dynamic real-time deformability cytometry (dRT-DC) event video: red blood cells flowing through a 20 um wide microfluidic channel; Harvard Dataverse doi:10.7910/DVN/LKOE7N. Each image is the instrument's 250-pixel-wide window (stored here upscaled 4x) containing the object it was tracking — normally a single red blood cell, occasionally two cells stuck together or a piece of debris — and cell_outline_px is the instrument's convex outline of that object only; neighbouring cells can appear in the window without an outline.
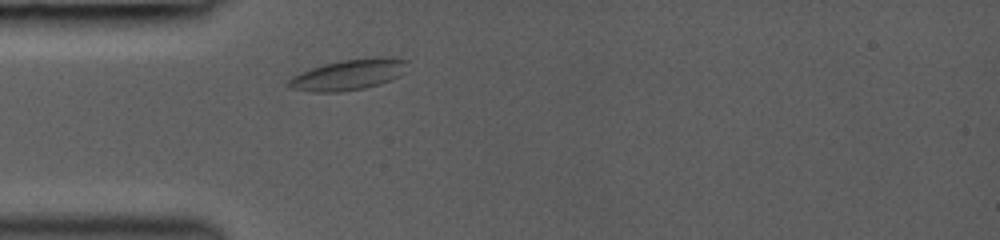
{"species": "common noctule bat (a hibernating species)", "species_latin": "Nyctalus noctula", "temperature_condition": "room temperature", "stored_images_in_passage": 30, "camera_frame_rate_fps": 3000, "um_per_image_px": 0.085, "animal": {"sex": "female", "body_mass_g": 19.0, "forearm_length_mm": 53.3}, "frame": {"image": 1, "passage_image": 1, "time_ms": 0.0, "image_size_px": [1000, 240], "cell_outline_px": [[408, 60], [396, 76], [392, 80], [380, 84], [364, 88], [340, 92], [312, 92], [292, 88], [288, 84], [288, 80], [292, 76], [300, 72], [324, 64], [344, 60], [376, 56], [384, 56]], "centroid_in_image_um": [29.58, 6.35], "position_along_channel_um": 55.4, "area_um2": 20.92}}
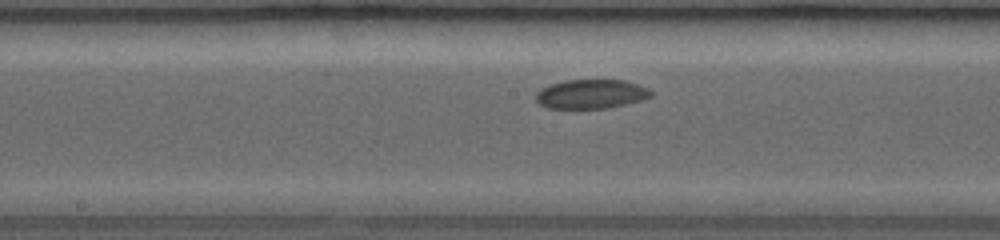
{"frame": {"image": 2, "passage_image": 12, "time_ms": 3.667, "image_size_px": [1000, 240], "cell_outline_px": [[652, 96], [640, 100], [608, 108], [548, 108], [540, 104], [536, 100], [536, 92], [540, 88], [564, 80], [624, 80], [640, 84], [648, 88], [652, 92]], "centroid_in_image_um": [50.24, 7.98], "position_along_channel_um": 198.0, "area_um2": 19.54}}
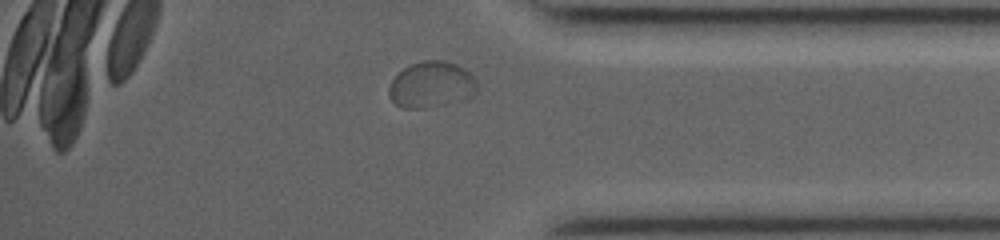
{"frame": {"image": 3, "passage_image": 27, "time_ms": 8.667, "image_size_px": [1000, 240], "cell_outline_px": [[476, 92], [472, 96], [464, 100], [424, 108], [400, 108], [388, 96], [388, 88], [396, 72], [408, 64], [424, 60], [444, 60], [456, 64], [464, 68], [476, 80]], "centroid_in_image_um": [36.63, 7.19], "position_along_channel_um": 398.6, "area_um2": 24.04}, "authors_computed_cell_mechanics": {"area_um2": 20.4034, "velocity_mm_per_s": 4.0483, "shape_relaxation_time_tau1_ms": 8.2686, "shape_relaxation_time_tau2_ms": null, "deformation_change_tau1": 0.0944, "deformation_change_tau2": null}}